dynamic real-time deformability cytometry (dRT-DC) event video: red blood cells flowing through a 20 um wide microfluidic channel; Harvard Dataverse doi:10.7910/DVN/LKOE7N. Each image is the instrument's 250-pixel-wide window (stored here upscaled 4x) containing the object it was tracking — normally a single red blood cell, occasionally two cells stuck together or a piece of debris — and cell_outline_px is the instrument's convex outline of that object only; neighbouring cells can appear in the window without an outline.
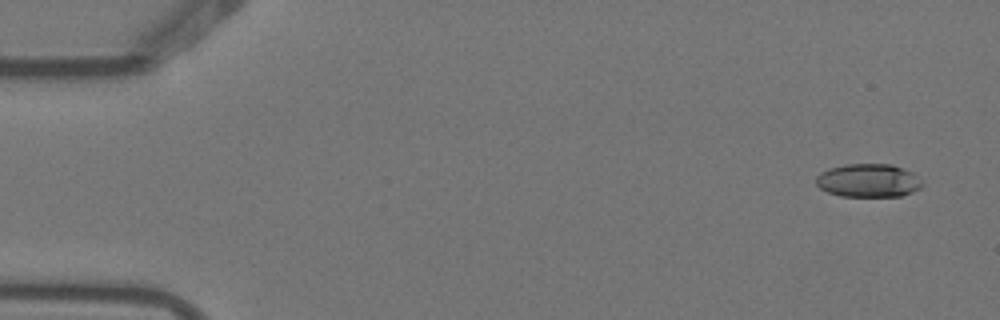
{"species": "Egyptian fruit bat (a non-hibernating species)", "species_latin": "Rousettus aegyptiacus", "temperature_condition": "warm", "stored_images_in_passage": 5, "camera_frame_rate_fps": 3000, "um_per_image_px": 0.085, "animal": {"sex": "female"}, "frame": {"image": 1, "passage_image": 1, "time_ms": 0.0, "image_size_px": [1000, 320], "cell_outline_px": [[924, 184], [920, 188], [912, 192], [900, 196], [840, 196], [828, 192], [820, 188], [816, 184], [816, 176], [820, 172], [828, 168], [844, 164], [892, 164], [904, 168], [912, 172]], "centroid_in_image_um": [73.79, 15.33], "position_along_channel_um": 11.2, "area_um2": 20.75}}
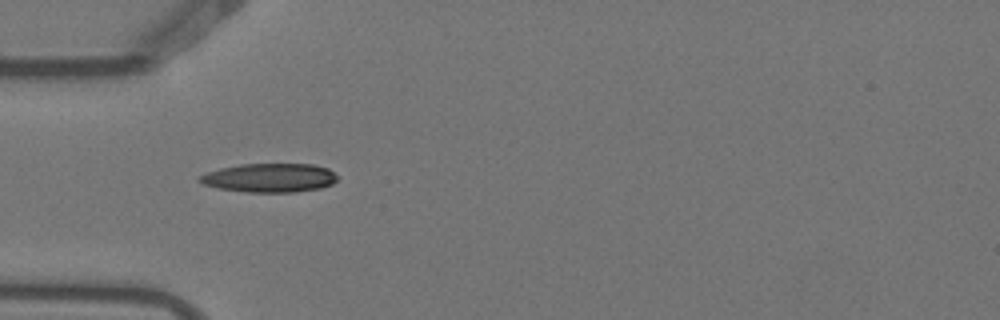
{"frame": {"image": 2, "passage_image": 4, "time_ms": 1.0, "image_size_px": [1000, 320], "cell_outline_px": [[336, 180], [332, 184], [320, 188], [296, 192], [248, 192], [220, 188], [204, 184], [196, 180], [200, 176], [208, 172], [220, 168], [240, 164], [312, 164], [328, 168], [336, 176]], "centroid_in_image_um": [22.91, 15.11], "position_along_channel_um": 62.1, "area_um2": 23.0}}
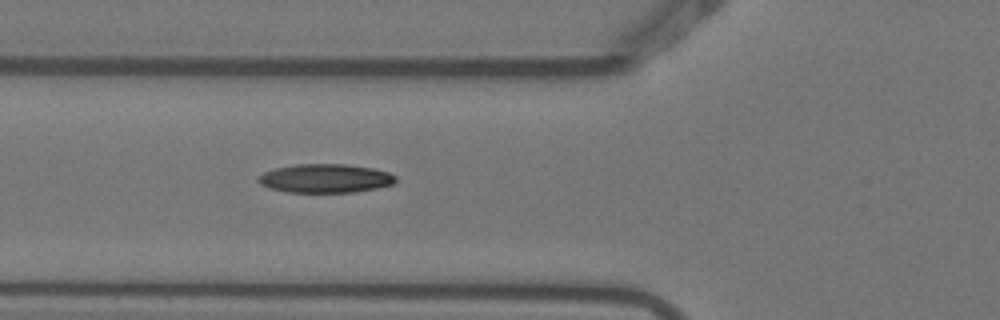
{"frame": {"image": 3, "passage_image": 5, "time_ms": 1.333, "image_size_px": [1000, 320], "cell_outline_px": [[396, 180], [392, 184], [376, 188], [356, 192], [288, 192], [272, 188], [260, 184], [256, 180], [264, 172], [276, 168], [296, 164], [344, 164], [372, 168], [388, 172], [396, 176]], "centroid_in_image_um": [27.66, 15.16], "position_along_channel_um": 98.1, "area_um2": 22.83}}